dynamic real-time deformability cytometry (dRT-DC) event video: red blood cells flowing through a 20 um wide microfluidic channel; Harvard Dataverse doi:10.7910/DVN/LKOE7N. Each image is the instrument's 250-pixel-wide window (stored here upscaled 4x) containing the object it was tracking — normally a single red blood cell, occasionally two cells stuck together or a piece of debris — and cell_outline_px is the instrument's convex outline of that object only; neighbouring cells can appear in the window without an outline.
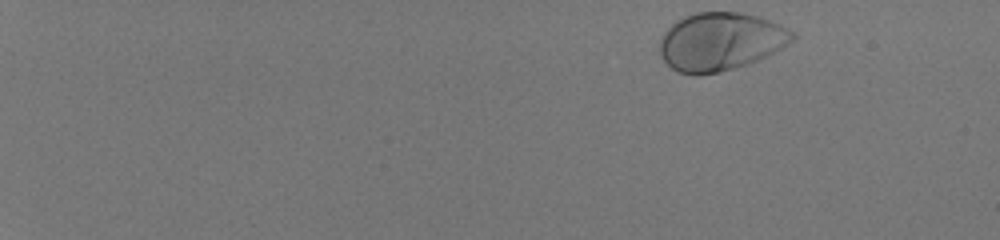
{"species": "human", "species_latin": "Homo sapiens", "temperature_condition": "room temperature", "stored_images_in_passage": 48, "camera_frame_rate_fps": 3000, "um_per_image_px": 0.085, "donor": {"sex": "male"}, "frame": {"image": 1, "passage_image": 1, "time_ms": 0.0, "image_size_px": [1000, 240], "cell_outline_px": [[796, 40], [748, 64], [720, 72], [700, 76], [696, 76], [680, 72], [672, 68], [660, 56], [660, 40], [664, 32], [676, 20], [684, 16], [696, 12], [744, 12], [780, 24], [796, 32]], "centroid_in_image_um": [61.24, 3.53], "position_along_channel_um": 23.8, "area_um2": 45.03}}
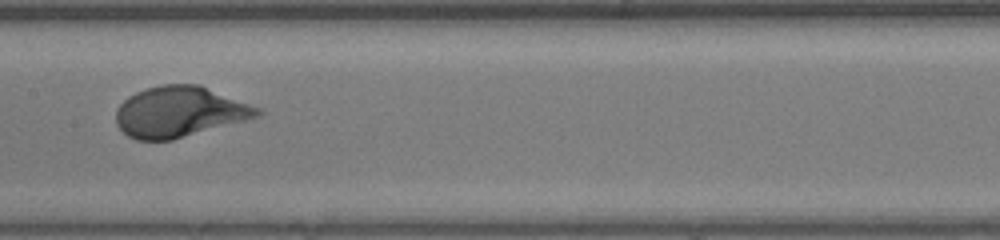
{"frame": {"image": 2, "passage_image": 27, "time_ms": 8.667, "image_size_px": [1000, 240], "cell_outline_px": [[264, 112], [260, 116], [172, 140], [136, 140], [128, 136], [116, 124], [116, 108], [128, 96], [136, 92], [160, 84], [200, 84], [260, 108]], "centroid_in_image_um": [15.26, 9.5], "position_along_channel_um": 192.1, "area_um2": 41.73}}
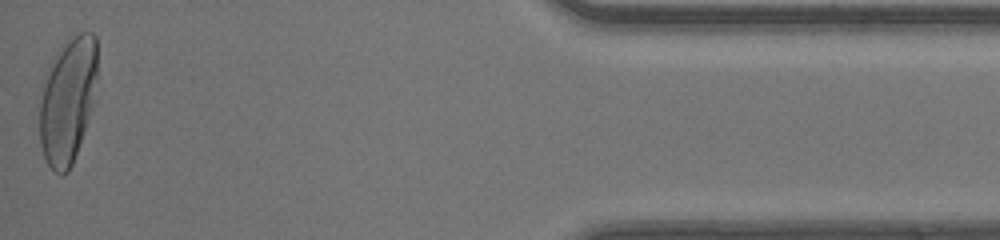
{"frame": {"image": 3, "passage_image": 48, "time_ms": 15.667, "image_size_px": [1000, 240], "cell_outline_px": [[96, 76], [92, 108], [72, 164], [68, 172], [60, 176], [48, 164], [44, 156], [40, 144], [40, 100], [44, 84], [52, 56], [64, 40], [76, 32], [92, 32], [96, 36]], "centroid_in_image_um": [5.75, 8.47], "position_along_channel_um": 429.5, "area_um2": 42.25}, "authors_computed_cell_mechanics": {"area_um2": 41.905, "velocity_mm_per_s": 4.1381, "shape_relaxation_time_tau1_ms": 2.1345, "shape_relaxation_time_tau2_ms": null, "deformation_change_tau1": 0.1815, "deformation_change_tau2": null}}